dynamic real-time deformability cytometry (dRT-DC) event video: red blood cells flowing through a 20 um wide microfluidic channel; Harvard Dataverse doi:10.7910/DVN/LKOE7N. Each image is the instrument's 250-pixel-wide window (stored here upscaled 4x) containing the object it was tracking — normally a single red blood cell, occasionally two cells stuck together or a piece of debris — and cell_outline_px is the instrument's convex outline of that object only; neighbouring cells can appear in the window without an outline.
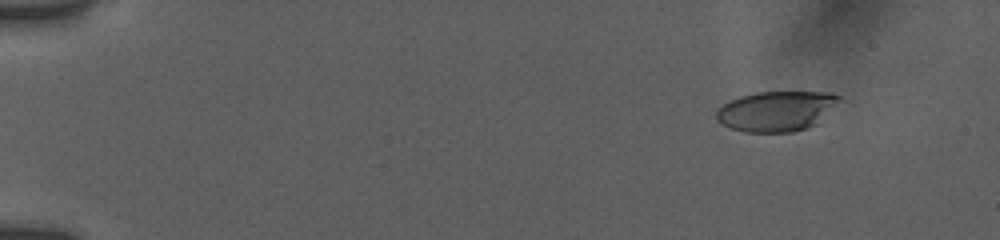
{"species": "human", "species_latin": "Homo sapiens", "temperature_condition": "room temperature", "stored_images_in_passage": 71, "camera_frame_rate_fps": 3000, "um_per_image_px": 0.085, "donor": {"sex": "female"}, "frame": {"image": 1, "passage_image": 9, "time_ms": 2.0, "image_size_px": [1000, 240], "cell_outline_px": [[848, 100], [816, 124], [808, 128], [792, 132], [744, 132], [732, 128], [716, 120], [716, 108], [728, 100], [740, 96], [756, 92], [832, 92]], "centroid_in_image_um": [66.1, 9.42], "position_along_channel_um": 18.9, "area_um2": 29.59}}
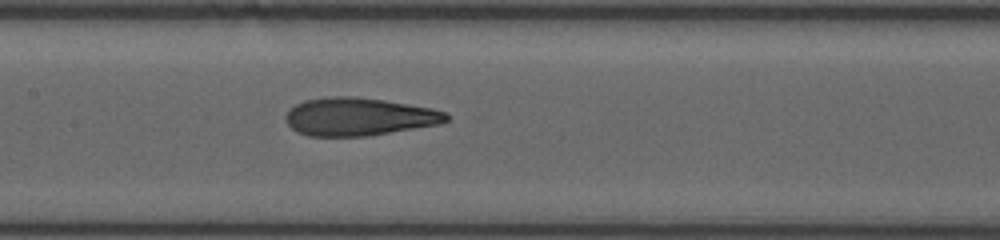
{"frame": {"image": 2, "passage_image": 37, "time_ms": 9.667, "image_size_px": [1000, 240], "cell_outline_px": [[448, 120], [440, 124], [368, 136], [308, 136], [296, 132], [284, 120], [284, 116], [296, 104], [304, 100], [332, 96], [356, 96], [384, 100], [432, 108], [448, 112]], "centroid_in_image_um": [30.5, 9.92], "position_along_channel_um": 176.9, "area_um2": 35.66}}
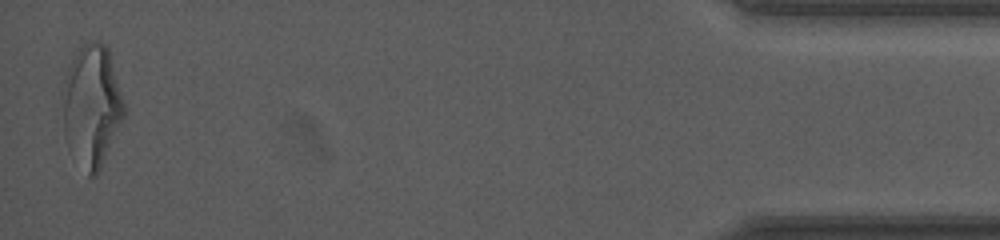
{"frame": {"image": 3, "passage_image": 70, "time_ms": 18.333, "image_size_px": [1000, 240], "cell_outline_px": [[128, 112], [100, 172], [96, 176], [88, 176], [64, 132], [60, 92], [68, 68], [76, 52], [88, 40], [100, 40], [108, 48]], "centroid_in_image_um": [7.84, 8.96], "position_along_channel_um": 427.4, "area_um2": 44.22}, "authors_computed_cell_mechanics": {"area_um2": 35.2002, "velocity_mm_per_s": 3.7917, "shape_relaxation_time_tau1_ms": 6.3002, "shape_relaxation_time_tau2_ms": 1.4872, "deformation_change_tau1": 0.2379, "deformation_change_tau2": 0.1121}}